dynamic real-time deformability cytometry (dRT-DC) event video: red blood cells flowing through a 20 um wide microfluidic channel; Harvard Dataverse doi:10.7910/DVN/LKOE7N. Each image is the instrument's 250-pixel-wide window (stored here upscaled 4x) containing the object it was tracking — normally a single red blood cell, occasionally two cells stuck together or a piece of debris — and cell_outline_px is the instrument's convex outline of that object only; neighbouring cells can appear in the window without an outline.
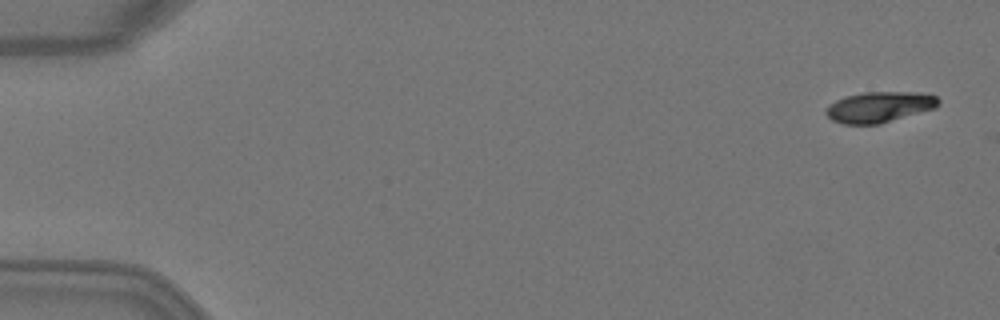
{"species": "Egyptian fruit bat (a non-hibernating species)", "species_latin": "Rousettus aegyptiacus", "temperature_condition": "warm", "stored_images_in_passage": 4, "camera_frame_rate_fps": 3000, "um_per_image_px": 0.085, "animal": {"sex": "female"}, "frame": {"image": 1, "passage_image": 1, "time_ms": 0.0, "image_size_px": [1000, 320], "cell_outline_px": [[940, 104], [936, 108], [880, 124], [844, 124], [832, 120], [824, 112], [836, 100], [844, 96], [864, 92], [920, 92], [936, 96], [940, 100]], "centroid_in_image_um": [74.79, 9.09], "position_along_channel_um": 10.2, "area_um2": 20.17}}
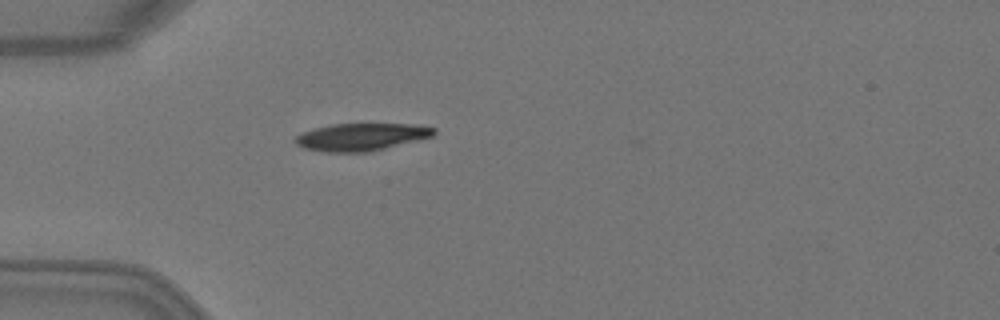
{"frame": {"image": 2, "passage_image": 4, "time_ms": 1.0, "image_size_px": [1000, 320], "cell_outline_px": [[436, 132], [432, 136], [420, 140], [372, 152], [324, 152], [304, 148], [296, 144], [292, 140], [300, 132], [312, 128], [332, 124], [420, 124], [436, 128]], "centroid_in_image_um": [30.71, 11.64], "position_along_channel_um": 54.3, "area_um2": 22.66}}